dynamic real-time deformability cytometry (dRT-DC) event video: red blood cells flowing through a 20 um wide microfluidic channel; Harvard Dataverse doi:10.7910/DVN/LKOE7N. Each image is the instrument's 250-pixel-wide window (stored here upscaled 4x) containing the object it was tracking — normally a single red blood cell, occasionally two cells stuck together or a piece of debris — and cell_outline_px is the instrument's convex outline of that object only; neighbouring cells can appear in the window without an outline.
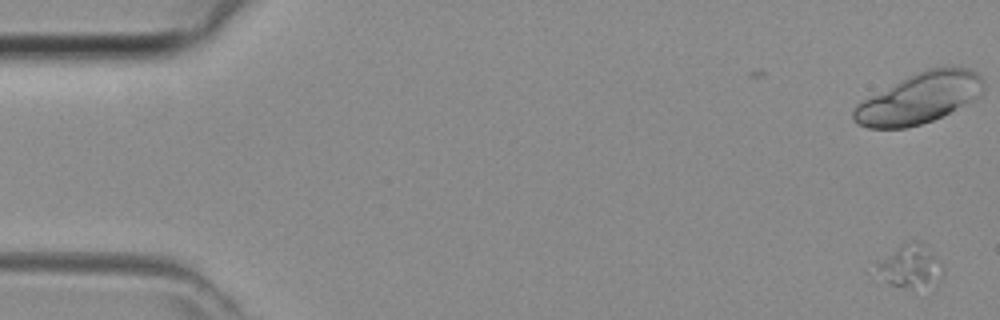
{"species": "common noctule bat (a hibernating species)", "species_latin": "Nyctalus noctula", "temperature_condition": "room temperature", "stored_images_in_passage": 13, "camera_frame_rate_fps": 3000, "um_per_image_px": 0.085, "animal": {"sex": "female", "body_mass_g": 29.2, "forearm_length_mm": 56.3}, "frame": {"image": 1, "passage_image": 1, "time_ms": 0.0, "image_size_px": [1000, 320], "cell_outline_px": [[944, 276], [940, 284], [912, 288], [892, 284], [884, 280], [876, 268], [876, 264], [900, 244], [912, 240], [916, 240], [936, 256], [940, 260], [944, 268]], "centroid_in_image_um": [77.46, 22.64], "position_along_channel_um": 7.5, "area_um2": 16.53}}
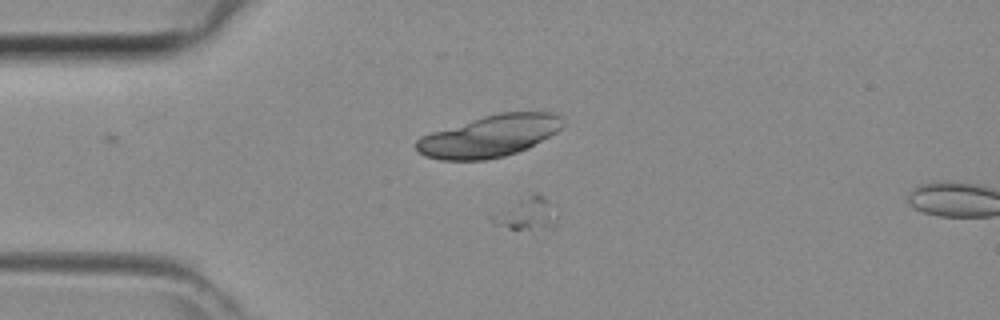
{"frame": {"image": 2, "passage_image": 11, "time_ms": 3.333, "image_size_px": [1000, 320], "cell_outline_px": [[556, 224], [552, 228], [508, 228], [492, 224], [488, 216], [520, 196], [532, 192], [540, 192], [548, 200], [556, 216]], "centroid_in_image_um": [44.69, 18.11], "position_along_channel_um": 40.3, "area_um2": 12.6}}